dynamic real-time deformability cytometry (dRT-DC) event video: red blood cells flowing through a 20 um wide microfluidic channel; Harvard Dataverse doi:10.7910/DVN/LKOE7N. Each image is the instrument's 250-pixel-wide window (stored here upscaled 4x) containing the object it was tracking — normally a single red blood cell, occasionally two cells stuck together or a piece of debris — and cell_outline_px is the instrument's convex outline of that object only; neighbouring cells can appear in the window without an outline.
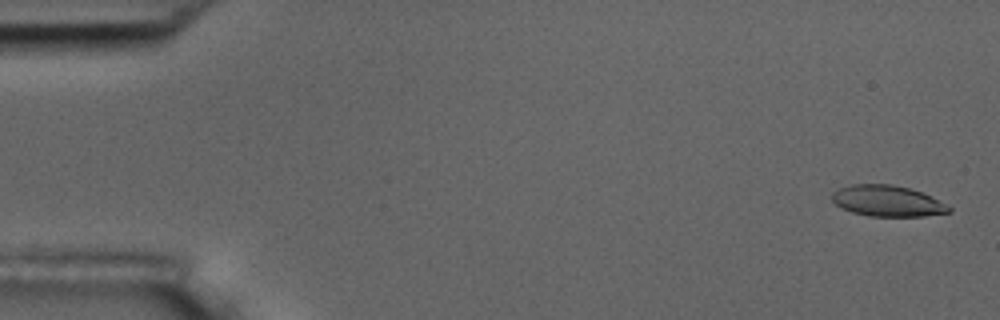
{"species": "common noctule bat (a hibernating species)", "species_latin": "Nyctalus noctula", "temperature_condition": "room temperature", "stored_images_in_passage": 56, "camera_frame_rate_fps": 3000, "um_per_image_px": 0.085, "animal": {"sex": "male", "body_mass_g": 17.5, "forearm_length_mm": 52.3}, "frame": {"image": 1, "passage_image": 2, "time_ms": 0.333, "image_size_px": [1000, 320], "cell_outline_px": [[952, 212], [924, 216], [868, 216], [852, 212], [840, 208], [832, 200], [832, 192], [840, 188], [852, 184], [892, 184], [908, 188], [920, 192], [952, 208]], "centroid_in_image_um": [75.38, 17.09], "position_along_channel_um": 9.6, "area_um2": 20.92}}
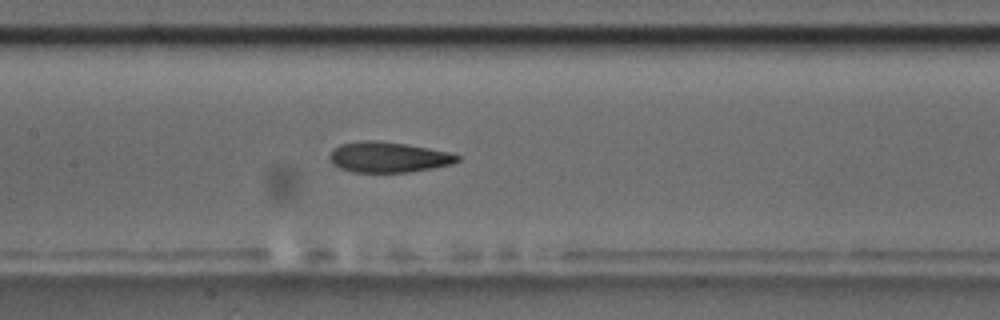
{"frame": {"image": 2, "passage_image": 27, "time_ms": 8.667, "image_size_px": [1000, 320], "cell_outline_px": [[460, 160], [452, 164], [432, 168], [408, 172], [352, 172], [340, 168], [332, 164], [328, 156], [332, 148], [340, 144], [364, 140], [372, 140], [408, 144], [448, 152], [460, 156]], "centroid_in_image_um": [32.97, 13.35], "position_along_channel_um": 174.4, "area_um2": 22.77}}
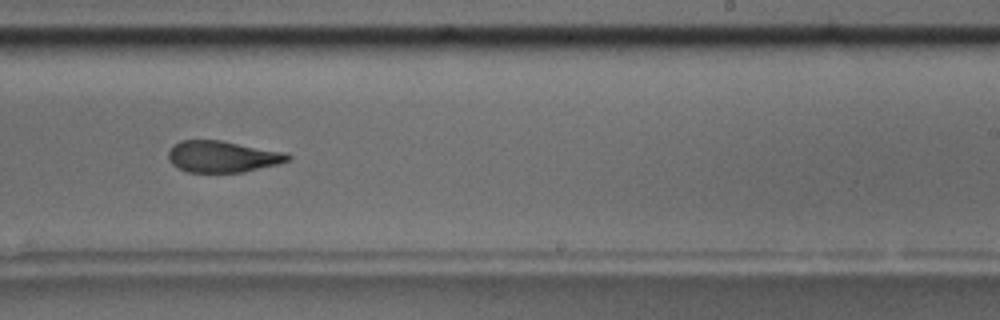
{"frame": {"image": 3, "passage_image": 35, "time_ms": 11.333, "image_size_px": [1000, 320], "cell_outline_px": [[292, 156], [288, 160], [276, 164], [244, 172], [188, 172], [172, 164], [168, 160], [168, 152], [172, 144], [180, 140], [220, 140], [288, 152]], "centroid_in_image_um": [18.9, 13.29], "position_along_channel_um": 270.1, "area_um2": 22.02}, "authors_computed_cell_mechanics": {"area_um2": 22.7443, "velocity_mm_per_s": 3.6055, "shape_relaxation_time_tau1_ms": 10.7791, "shape_relaxation_time_tau2_ms": 2.217, "deformation_change_tau1": 0.2417, "deformation_change_tau2": 0.0946}}